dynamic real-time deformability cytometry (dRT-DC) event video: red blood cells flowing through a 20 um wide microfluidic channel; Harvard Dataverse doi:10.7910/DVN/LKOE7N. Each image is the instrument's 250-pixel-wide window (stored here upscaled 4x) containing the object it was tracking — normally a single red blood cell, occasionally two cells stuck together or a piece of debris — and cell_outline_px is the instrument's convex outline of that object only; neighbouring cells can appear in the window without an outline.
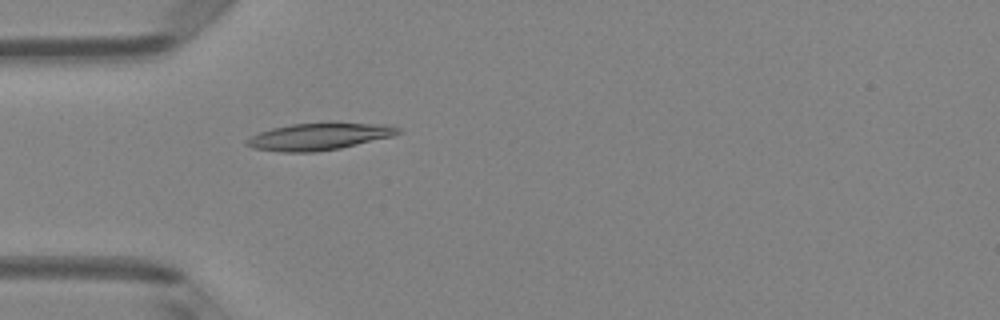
{"species": "Egyptian fruit bat (a non-hibernating species)", "species_latin": "Rousettus aegyptiacus", "temperature_condition": "room temperature", "stored_images_in_passage": 43, "camera_frame_rate_fps": 3000, "um_per_image_px": 0.085, "animal": {"sex": "female"}, "frame": {"image": 1, "passage_image": 9, "time_ms": 2.667, "image_size_px": [1000, 320], "cell_outline_px": [[400, 132], [392, 136], [340, 148], [316, 152], [280, 152], [252, 148], [244, 144], [244, 140], [260, 132], [272, 128], [292, 124], [388, 124], [400, 128]], "centroid_in_image_um": [27.05, 11.63], "position_along_channel_um": 57.9, "area_um2": 23.29}}
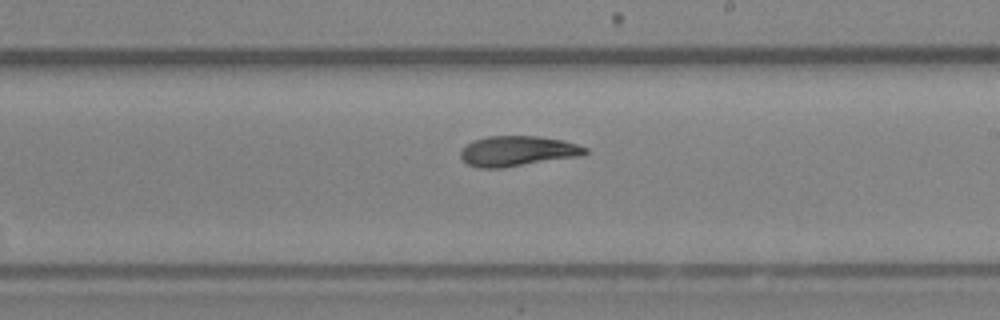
{"frame": {"image": 2, "passage_image": 23, "time_ms": 7.333, "image_size_px": [1000, 320], "cell_outline_px": [[588, 152], [580, 156], [504, 168], [476, 168], [468, 164], [460, 156], [460, 152], [472, 140], [488, 136], [540, 136], [560, 140], [576, 144], [588, 148]], "centroid_in_image_um": [43.98, 12.85], "position_along_channel_um": 245.0, "area_um2": 21.96}}
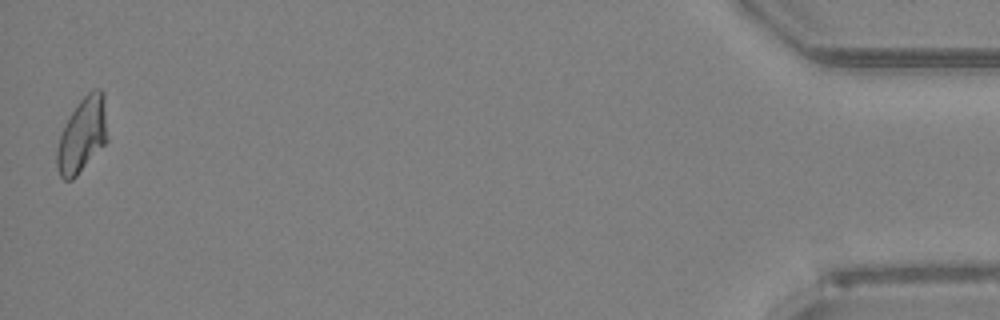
{"frame": {"image": 3, "passage_image": 43, "time_ms": 14.0, "image_size_px": [1000, 320], "cell_outline_px": [[108, 140], [76, 176], [72, 180], [64, 180], [60, 176], [56, 168], [56, 148], [60, 136], [72, 112], [80, 100], [92, 88], [100, 88], [104, 92]], "centroid_in_image_um": [7.0, 11.47], "position_along_channel_um": 428.2, "area_um2": 22.02}, "authors_computed_cell_mechanics": {"area_um2": 22.0218, "velocity_mm_per_s": 4.1039, "shape_relaxation_time_tau1_ms": null, "shape_relaxation_time_tau2_ms": 3.2267, "deformation_change_tau1": null, "deformation_change_tau2": 0.0808}}